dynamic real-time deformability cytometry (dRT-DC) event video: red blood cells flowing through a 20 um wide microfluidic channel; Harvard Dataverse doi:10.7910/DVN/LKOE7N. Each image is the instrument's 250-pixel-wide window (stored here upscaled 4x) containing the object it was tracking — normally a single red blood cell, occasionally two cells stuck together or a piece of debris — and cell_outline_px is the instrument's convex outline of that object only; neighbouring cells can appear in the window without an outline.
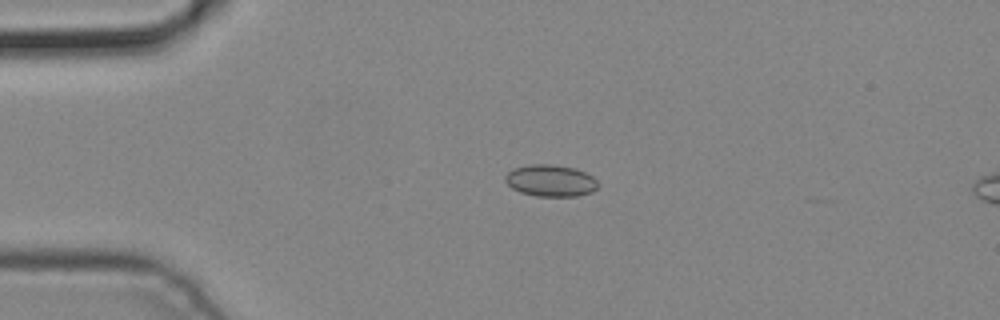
{"species": "common noctule bat (a hibernating species)", "species_latin": "Nyctalus noctula", "temperature_condition": "cold", "stored_images_in_passage": 4, "camera_frame_rate_fps": 3000, "um_per_image_px": 0.085, "animal": {"sex": "male", "body_mass_g": 19.2, "forearm_length_mm": 51.8}, "frame": {"image": 1, "passage_image": 2, "time_ms": 0.333, "image_size_px": [1000, 320], "cell_outline_px": [[600, 184], [592, 192], [576, 196], [536, 196], [520, 192], [512, 188], [504, 180], [504, 176], [512, 168], [528, 164], [552, 164], [576, 168], [592, 176]], "centroid_in_image_um": [46.78, 15.34], "position_along_channel_um": 38.2, "area_um2": 17.34}}